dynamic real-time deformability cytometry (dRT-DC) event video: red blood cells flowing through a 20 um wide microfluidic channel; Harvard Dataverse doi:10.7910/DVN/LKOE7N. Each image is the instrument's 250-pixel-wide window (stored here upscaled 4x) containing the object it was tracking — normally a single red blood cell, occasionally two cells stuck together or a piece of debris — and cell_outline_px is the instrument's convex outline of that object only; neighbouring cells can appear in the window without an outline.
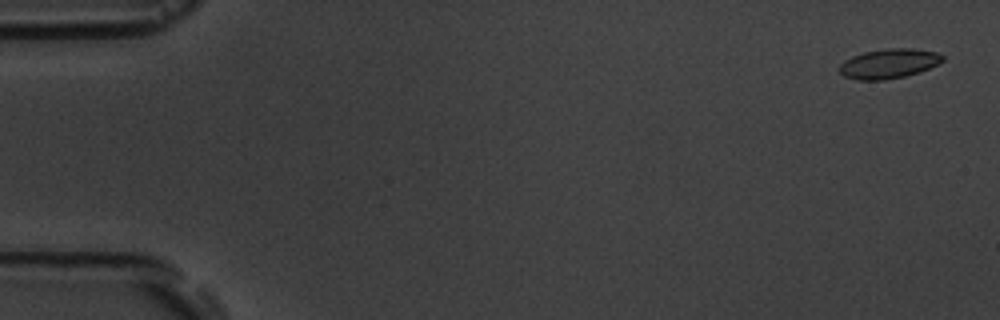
{"species": "common noctule bat (a hibernating species)", "species_latin": "Nyctalus noctula", "temperature_condition": "room temperature", "stored_images_in_passage": 5, "camera_frame_rate_fps": 3000, "um_per_image_px": 0.085, "animal": {"sex": "male", "body_mass_g": 19.5, "forearm_length_mm": 54.6}, "frame": {"image": 1, "passage_image": 1, "time_ms": 0.0, "image_size_px": [1000, 320], "cell_outline_px": [[944, 60], [920, 72], [904, 76], [884, 80], [856, 80], [844, 76], [840, 72], [840, 64], [844, 60], [852, 56], [864, 52], [888, 48], [912, 48], [936, 52], [944, 56]], "centroid_in_image_um": [75.54, 5.4], "position_along_channel_um": 9.5, "area_um2": 17.74}}
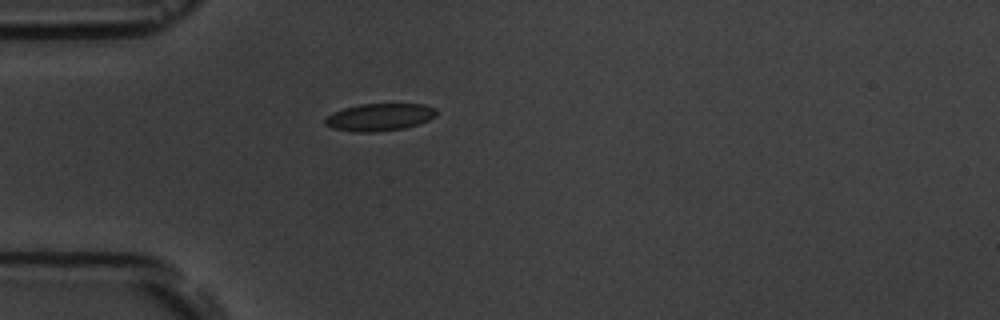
{"frame": {"image": 2, "passage_image": 5, "time_ms": 4.667, "image_size_px": [1000, 320], "cell_outline_px": [[436, 116], [428, 120], [404, 128], [372, 132], [352, 132], [332, 128], [324, 124], [324, 120], [332, 112], [344, 108], [360, 104], [424, 104], [436, 108]], "centroid_in_image_um": [32.23, 9.95], "position_along_channel_um": 52.8, "area_um2": 17.74}}